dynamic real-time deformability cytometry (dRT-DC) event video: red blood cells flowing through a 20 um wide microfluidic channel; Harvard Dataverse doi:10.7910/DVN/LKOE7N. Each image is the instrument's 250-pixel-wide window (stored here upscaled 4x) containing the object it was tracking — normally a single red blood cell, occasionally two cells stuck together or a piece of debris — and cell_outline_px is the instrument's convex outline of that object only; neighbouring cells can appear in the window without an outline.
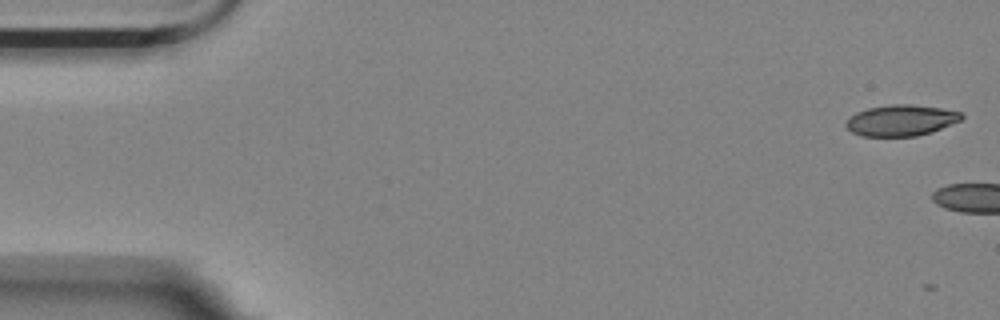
{"species": "Egyptian fruit bat (a non-hibernating species)", "species_latin": "Rousettus aegyptiacus", "temperature_condition": "room temperature", "stored_images_in_passage": 4, "camera_frame_rate_fps": 3000, "um_per_image_px": 0.085, "animal": {"sex": "female"}, "frame": {"image": 1, "passage_image": 1, "time_ms": 0.0, "image_size_px": [1000, 320], "cell_outline_px": [[964, 116], [960, 120], [940, 128], [916, 136], [864, 136], [852, 132], [844, 124], [856, 112], [868, 108], [892, 104], [908, 104], [940, 108], [960, 112]], "centroid_in_image_um": [76.56, 10.22], "position_along_channel_um": 8.4, "area_um2": 20.46}}